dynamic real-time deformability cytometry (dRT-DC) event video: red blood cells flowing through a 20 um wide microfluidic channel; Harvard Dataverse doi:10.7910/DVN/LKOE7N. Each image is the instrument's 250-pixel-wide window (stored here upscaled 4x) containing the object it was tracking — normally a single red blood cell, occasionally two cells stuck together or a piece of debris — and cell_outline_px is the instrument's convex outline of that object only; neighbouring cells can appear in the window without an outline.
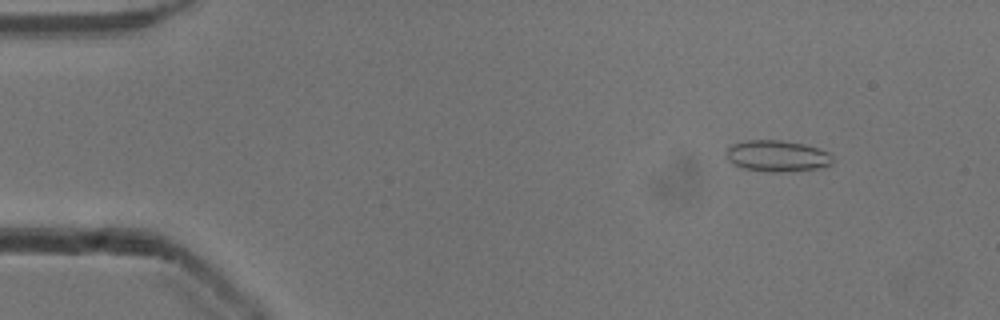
{"species": "common noctule bat (a hibernating species)", "species_latin": "Nyctalus noctula", "temperature_condition": "cold", "stored_images_in_passage": 4, "camera_frame_rate_fps": 3000, "um_per_image_px": 0.085, "animal": {"sex": "male", "body_mass_g": 13.3}, "frame": {"image": 1, "passage_image": 2, "time_ms": 0.333, "image_size_px": [1000, 320], "cell_outline_px": [[832, 164], [820, 168], [780, 172], [768, 172], [744, 168], [732, 164], [724, 156], [724, 152], [732, 144], [744, 140], [780, 140], [804, 144], [820, 148], [828, 152], [832, 156]], "centroid_in_image_um": [66.03, 13.25], "position_along_channel_um": 19.0, "area_um2": 19.65}}
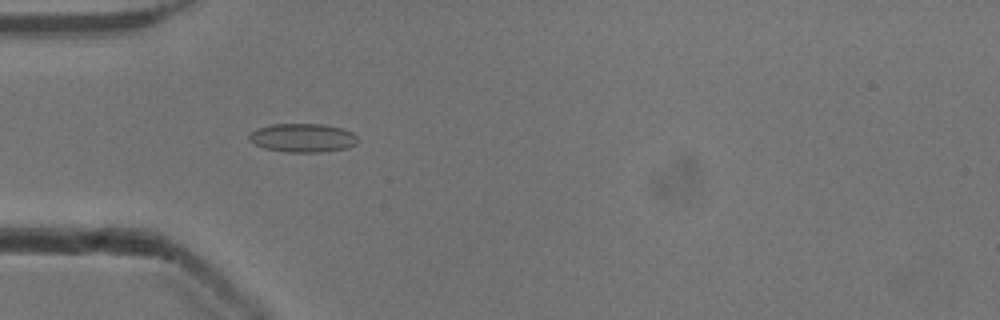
{"frame": {"image": 2, "passage_image": 4, "time_ms": 1.0, "image_size_px": [1000, 320], "cell_outline_px": [[360, 140], [356, 144], [348, 148], [320, 152], [284, 152], [264, 148], [248, 140], [248, 136], [256, 128], [272, 124], [324, 124], [340, 128], [352, 132]], "centroid_in_image_um": [25.73, 11.72], "position_along_channel_um": 59.3, "area_um2": 18.26}}